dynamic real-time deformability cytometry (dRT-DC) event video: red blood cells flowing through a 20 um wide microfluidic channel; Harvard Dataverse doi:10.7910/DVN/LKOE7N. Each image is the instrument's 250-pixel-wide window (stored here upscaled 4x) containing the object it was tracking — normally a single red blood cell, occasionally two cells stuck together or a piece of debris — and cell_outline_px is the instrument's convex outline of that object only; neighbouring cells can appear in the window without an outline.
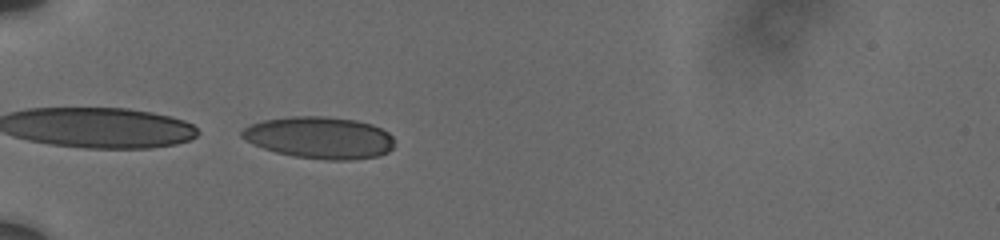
{"species": "human", "species_latin": "Homo sapiens", "temperature_condition": "cold", "stored_images_in_passage": 26, "camera_frame_rate_fps": 3000, "um_per_image_px": 0.085, "donor": {"sex": "male"}, "frame": {"image": 1, "passage_image": 1, "time_ms": 0.0, "image_size_px": [1000, 240], "cell_outline_px": [[392, 148], [388, 152], [380, 156], [352, 160], [324, 160], [296, 156], [276, 152], [264, 148], [240, 136], [240, 132], [244, 128], [252, 124], [264, 120], [296, 116], [324, 116], [356, 120], [372, 124], [388, 132], [392, 136]], "centroid_in_image_um": [27.21, 11.7], "position_along_channel_um": 57.8, "area_um2": 36.99}}
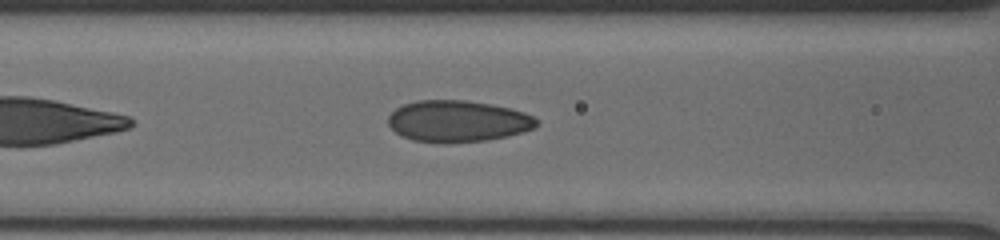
{"frame": {"image": 2, "passage_image": 16, "time_ms": 2.333, "image_size_px": [1000, 240], "cell_outline_px": [[536, 128], [524, 132], [508, 136], [488, 140], [448, 144], [444, 144], [412, 140], [396, 132], [388, 124], [388, 116], [396, 108], [404, 104], [416, 100], [464, 100], [492, 104], [524, 112], [532, 116], [536, 120]], "centroid_in_image_um": [38.9, 10.31], "position_along_channel_um": 127.7, "area_um2": 36.13}}
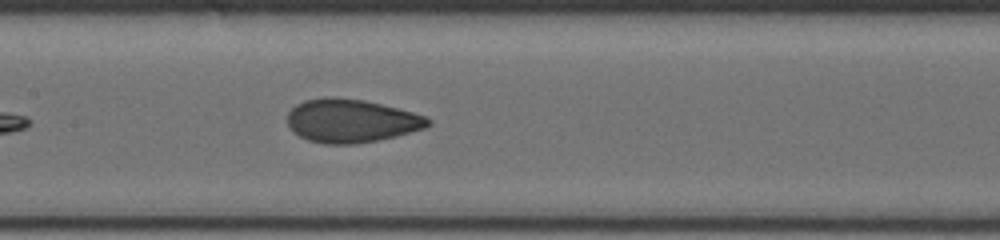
{"frame": {"image": 3, "passage_image": 23, "time_ms": 3.667, "image_size_px": [1000, 240], "cell_outline_px": [[432, 124], [424, 128], [396, 136], [356, 144], [324, 144], [308, 140], [300, 136], [288, 124], [288, 112], [296, 104], [304, 100], [324, 96], [336, 96], [364, 100], [412, 112], [424, 116], [432, 120]], "centroid_in_image_um": [29.84, 10.26], "position_along_channel_um": 177.6, "area_um2": 35.49}}